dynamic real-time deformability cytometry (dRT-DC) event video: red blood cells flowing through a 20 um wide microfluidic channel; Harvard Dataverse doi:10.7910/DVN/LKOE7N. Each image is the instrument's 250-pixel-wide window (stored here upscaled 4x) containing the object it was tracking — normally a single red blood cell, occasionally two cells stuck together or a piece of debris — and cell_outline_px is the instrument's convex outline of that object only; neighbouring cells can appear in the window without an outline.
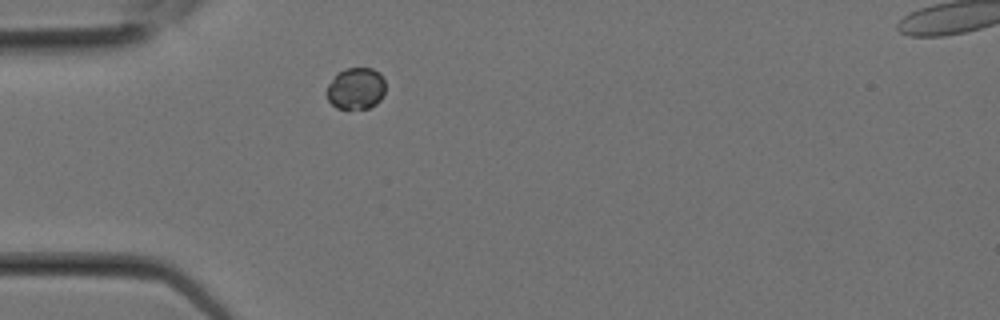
{"species": "Egyptian fruit bat (a non-hibernating species)", "species_latin": "Rousettus aegyptiacus", "temperature_condition": "room temperature", "stored_images_in_passage": 4, "camera_frame_rate_fps": 3000, "um_per_image_px": 0.085, "animal": {"sex": "female"}, "frame": {"image": 1, "passage_image": 3, "time_ms": 0.667, "image_size_px": [1000, 320], "cell_outline_px": [[384, 92], [380, 100], [376, 104], [368, 108], [336, 108], [328, 100], [324, 92], [328, 84], [344, 68], [372, 68], [380, 72], [384, 80]], "centroid_in_image_um": [30.24, 7.52], "position_along_channel_um": 54.8, "area_um2": 14.28}}